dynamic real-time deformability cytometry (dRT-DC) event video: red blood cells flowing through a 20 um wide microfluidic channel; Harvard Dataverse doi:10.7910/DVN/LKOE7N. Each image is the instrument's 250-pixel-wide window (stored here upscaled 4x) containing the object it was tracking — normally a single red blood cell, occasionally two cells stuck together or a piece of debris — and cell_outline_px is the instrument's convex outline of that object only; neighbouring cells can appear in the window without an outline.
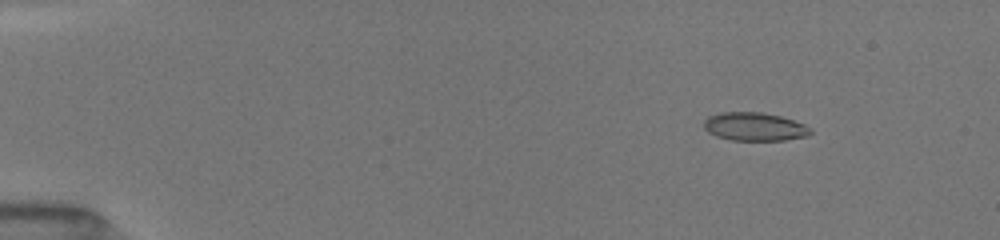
{"species": "common noctule bat (a hibernating species)", "species_latin": "Nyctalus noctula", "temperature_condition": "room temperature", "stored_images_in_passage": 44, "camera_frame_rate_fps": 3000, "um_per_image_px": 0.085, "animal": {"sex": "female", "body_mass_g": 19.5, "forearm_length_mm": 54.1}, "frame": {"image": 1, "passage_image": 5, "time_ms": 1.667, "image_size_px": [1000, 240], "cell_outline_px": [[812, 132], [808, 136], [784, 140], [732, 140], [716, 136], [708, 132], [704, 128], [704, 120], [708, 116], [720, 112], [764, 112], [780, 116], [804, 124], [812, 128]], "centroid_in_image_um": [64.14, 10.76], "position_along_channel_um": 20.9, "area_um2": 17.69}}
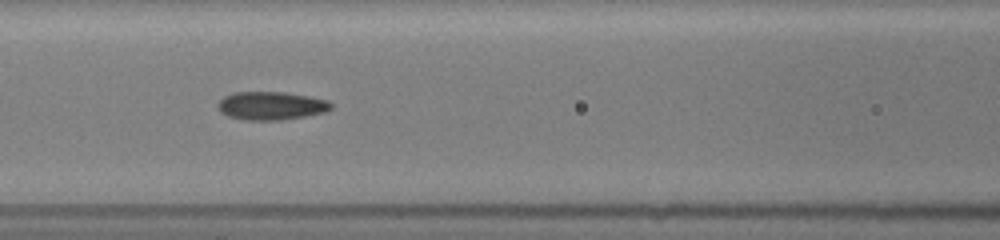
{"frame": {"image": 2, "passage_image": 19, "time_ms": 7.333, "image_size_px": [1000, 240], "cell_outline_px": [[332, 108], [324, 112], [304, 116], [280, 120], [244, 120], [228, 116], [220, 112], [216, 104], [224, 96], [232, 92], [284, 92], [308, 96], [328, 100], [332, 104]], "centroid_in_image_um": [23.01, 8.98], "position_along_channel_um": 143.6, "area_um2": 18.67}}
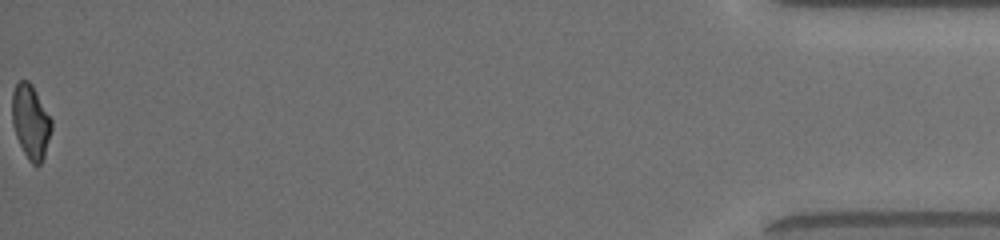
{"frame": {"image": 3, "passage_image": 44, "time_ms": 16.667, "image_size_px": [1000, 240], "cell_outline_px": [[52, 128], [44, 156], [40, 164], [32, 164], [28, 160], [16, 136], [12, 124], [12, 92], [16, 84], [20, 80], [28, 80], [32, 84], [52, 120]], "centroid_in_image_um": [2.6, 10.32], "position_along_channel_um": 432.6, "area_um2": 16.94}, "authors_computed_cell_mechanics": {"area_um2": 17.7735, "velocity_mm_per_s": 4.0632, "shape_relaxation_time_tau1_ms": 3.4982, "shape_relaxation_time_tau2_ms": 1.1888, "deformation_change_tau1": 0.1386, "deformation_change_tau2": 0.0746}}